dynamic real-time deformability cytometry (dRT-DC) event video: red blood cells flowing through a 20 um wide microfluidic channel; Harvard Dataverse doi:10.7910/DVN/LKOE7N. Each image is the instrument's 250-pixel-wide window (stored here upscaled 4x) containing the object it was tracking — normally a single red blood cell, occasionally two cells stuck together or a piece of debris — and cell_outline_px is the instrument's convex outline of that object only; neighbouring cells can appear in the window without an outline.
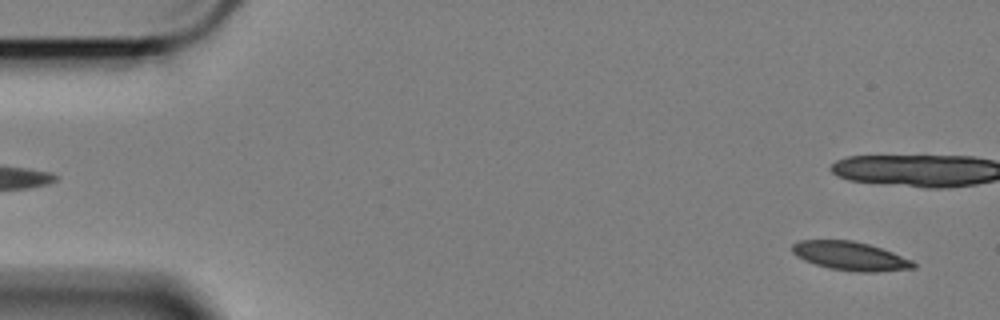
{"species": "Egyptian fruit bat (a non-hibernating species)", "species_latin": "Rousettus aegyptiacus", "temperature_condition": "cold", "stored_images_in_passage": 10, "camera_frame_rate_fps": 3000, "um_per_image_px": 0.085, "animal": {"sex": "female"}, "frame": {"image": 1, "passage_image": 3, "time_ms": 0.667, "image_size_px": [1000, 320], "cell_outline_px": [[916, 268], [876, 272], [856, 272], [828, 268], [804, 260], [796, 256], [792, 252], [792, 244], [800, 240], [852, 240], [868, 244], [892, 252], [912, 260], [916, 264]], "centroid_in_image_um": [72.27, 21.76], "position_along_channel_um": 12.7, "area_um2": 20.29}}